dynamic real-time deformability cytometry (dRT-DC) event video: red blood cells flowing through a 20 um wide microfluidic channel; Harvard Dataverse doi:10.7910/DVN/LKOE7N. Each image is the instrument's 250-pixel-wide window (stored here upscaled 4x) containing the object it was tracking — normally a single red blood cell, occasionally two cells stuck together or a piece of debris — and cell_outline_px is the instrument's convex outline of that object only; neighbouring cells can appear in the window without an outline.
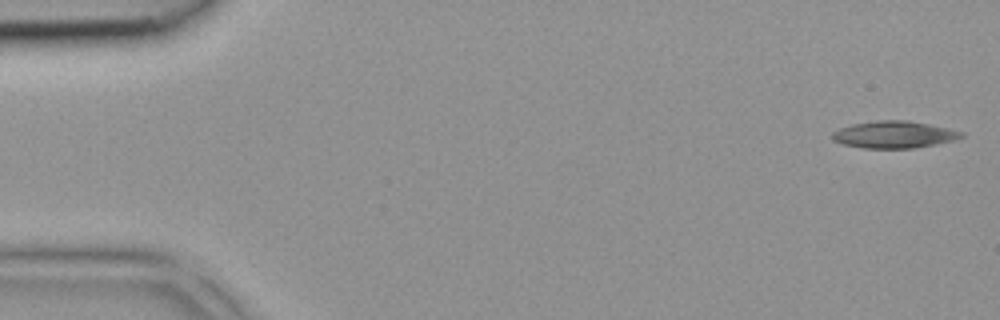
{"species": "common noctule bat (a hibernating species)", "species_latin": "Nyctalus noctula", "temperature_condition": "room temperature", "stored_images_in_passage": 40, "camera_frame_rate_fps": 3000, "um_per_image_px": 0.085, "animal": {"sex": "female", "body_mass_g": 18.4}, "frame": {"image": 1, "passage_image": 1, "time_ms": 0.0, "image_size_px": [1000, 320], "cell_outline_px": [[964, 136], [956, 140], [936, 144], [912, 148], [864, 148], [844, 144], [832, 140], [832, 132], [840, 128], [852, 124], [876, 120], [908, 120], [948, 128], [964, 132]], "centroid_in_image_um": [76.01, 11.43], "position_along_channel_um": 9.0, "area_um2": 20.35}}
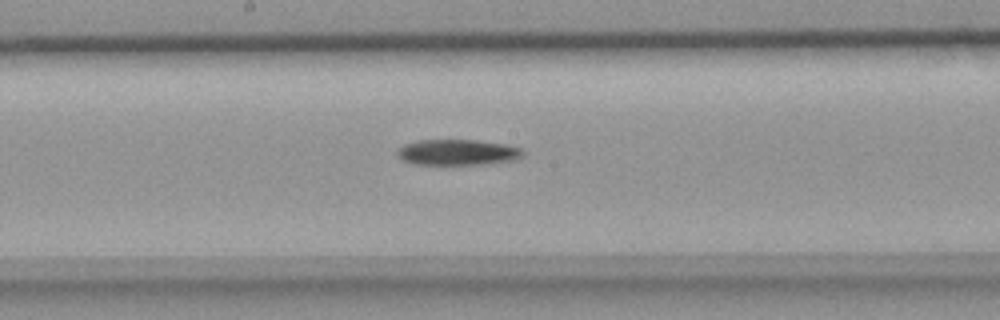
{"frame": {"image": 2, "passage_image": 21, "time_ms": 6.667, "image_size_px": [1000, 320], "cell_outline_px": [[524, 156], [516, 160], [492, 164], [416, 164], [404, 160], [396, 156], [396, 148], [404, 144], [416, 140], [476, 140], [508, 144], [524, 148]], "centroid_in_image_um": [38.95, 12.94], "position_along_channel_um": 209.3, "area_um2": 19.31}}
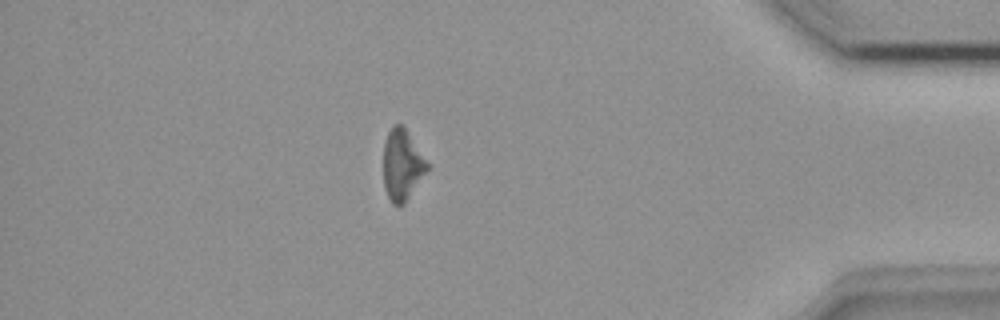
{"frame": {"image": 3, "passage_image": 35, "time_ms": 11.333, "image_size_px": [1000, 320], "cell_outline_px": [[428, 168], [404, 204], [400, 208], [392, 204], [384, 188], [384, 144], [388, 132], [392, 124], [404, 124], [428, 164]], "centroid_in_image_um": [34.16, 14.0], "position_along_channel_um": 401.0, "area_um2": 18.03}}